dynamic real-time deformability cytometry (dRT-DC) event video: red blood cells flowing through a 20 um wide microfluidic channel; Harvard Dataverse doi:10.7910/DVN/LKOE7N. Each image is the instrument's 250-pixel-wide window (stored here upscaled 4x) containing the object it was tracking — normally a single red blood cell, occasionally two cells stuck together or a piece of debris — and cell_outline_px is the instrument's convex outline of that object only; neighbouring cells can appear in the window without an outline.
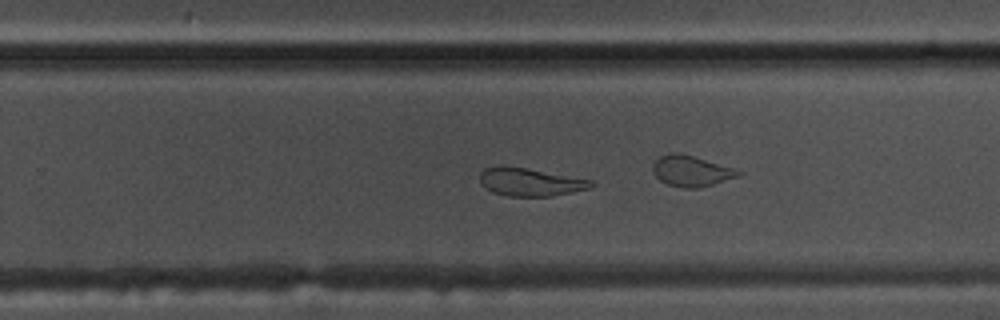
{"species": "common noctule bat (a hibernating species)", "species_latin": "Nyctalus noctula", "temperature_condition": "warm", "stored_images_in_passage": 44, "segment_of_instrument_passage": [1, 2], "camera_frame_rate_fps": 3000, "um_per_image_px": 0.085, "animal": {"sex": "male", "body_mass_g": 17.5, "forearm_length_mm": 52.3}, "frame": {"image": 1, "passage_image": 24, "time_ms": 7.667, "image_size_px": [1000, 320], "cell_outline_px": [[596, 184], [588, 188], [572, 192], [552, 196], [508, 196], [492, 192], [484, 188], [480, 184], [480, 172], [484, 168], [500, 164], [528, 168], [592, 180]], "centroid_in_image_um": [45.0, 15.45], "position_along_channel_um": 284.8, "area_um2": 18.44}}
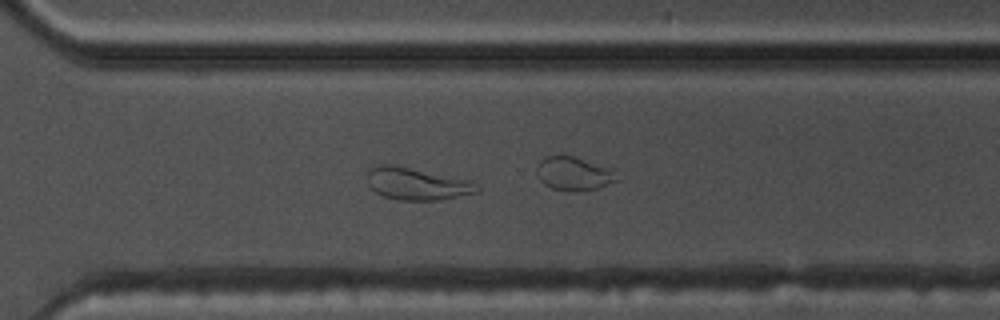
{"frame": {"image": 2, "passage_image": 28, "time_ms": 9.0, "image_size_px": [1000, 320], "cell_outline_px": [[480, 188], [476, 192], [440, 200], [400, 200], [384, 196], [376, 192], [368, 184], [368, 172], [372, 168], [380, 164], [392, 164], [472, 180], [480, 184]], "centroid_in_image_um": [35.48, 15.62], "position_along_channel_um": 335.1, "area_um2": 20.58}}
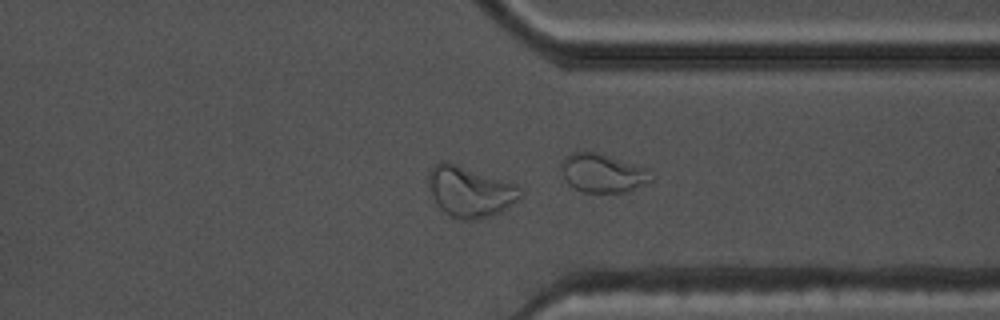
{"frame": {"image": 3, "passage_image": 31, "time_ms": 10.0, "image_size_px": [1000, 320], "cell_outline_px": [[520, 196], [516, 200], [500, 212], [488, 216], [472, 220], [460, 220], [452, 216], [440, 208], [432, 196], [428, 176], [432, 168], [440, 160], [448, 160], [516, 184], [520, 192]], "centroid_in_image_um": [39.92, 16.25], "position_along_channel_um": 371.5, "area_um2": 26.76}}